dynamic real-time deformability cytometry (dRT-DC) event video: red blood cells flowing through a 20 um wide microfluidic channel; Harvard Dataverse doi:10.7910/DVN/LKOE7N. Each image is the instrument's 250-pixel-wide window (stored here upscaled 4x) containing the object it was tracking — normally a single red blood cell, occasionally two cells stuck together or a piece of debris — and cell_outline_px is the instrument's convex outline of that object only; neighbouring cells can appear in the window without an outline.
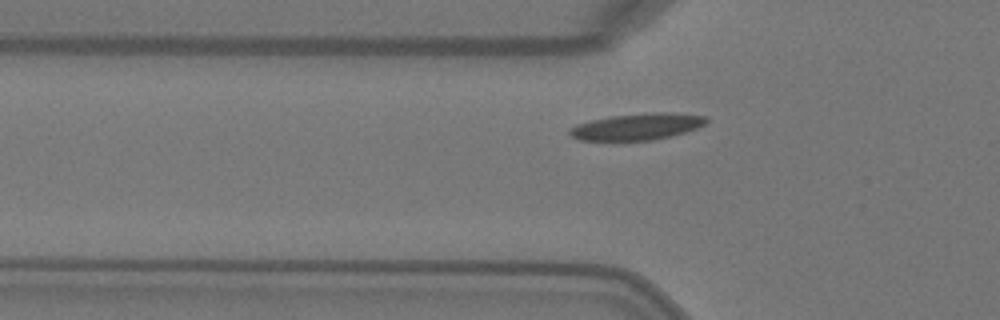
{"species": "Egyptian fruit bat (a non-hibernating species)", "species_latin": "Rousettus aegyptiacus", "temperature_condition": "warm", "stored_images_in_passage": 39, "camera_frame_rate_fps": 3000, "um_per_image_px": 0.085, "animal": {"sex": "female"}, "frame": {"image": 1, "passage_image": 11, "time_ms": 3.333, "image_size_px": [1000, 320], "cell_outline_px": [[708, 120], [704, 124], [696, 128], [672, 136], [652, 140], [580, 140], [572, 136], [568, 132], [568, 128], [576, 124], [592, 120], [612, 116], [652, 112], [668, 112], [708, 116]], "centroid_in_image_um": [54.16, 10.76], "position_along_channel_um": 71.6, "area_um2": 21.04}}
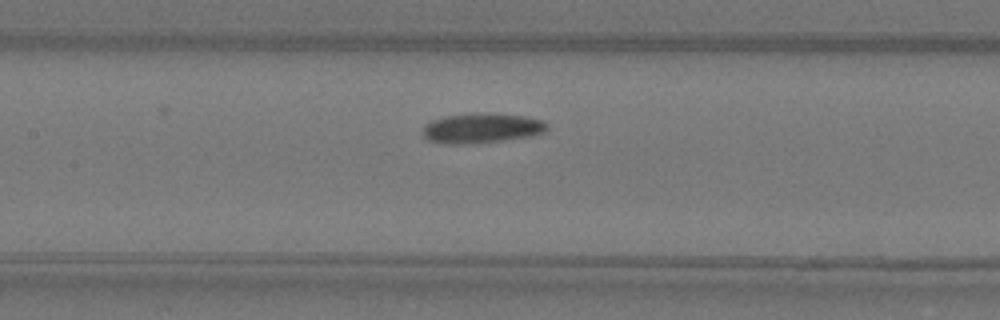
{"frame": {"image": 2, "passage_image": 18, "time_ms": 5.667, "image_size_px": [1000, 320], "cell_outline_px": [[548, 128], [544, 132], [532, 136], [504, 140], [472, 144], [448, 144], [428, 140], [424, 136], [424, 124], [432, 120], [444, 116], [484, 112], [488, 112], [524, 116], [544, 120], [548, 124]], "centroid_in_image_um": [40.97, 10.89], "position_along_channel_um": 166.4, "area_um2": 21.91}}
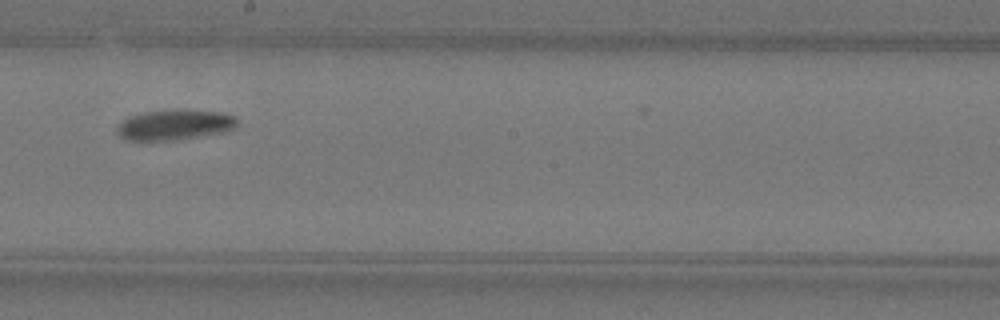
{"frame": {"image": 3, "passage_image": 23, "time_ms": 7.333, "image_size_px": [1000, 320], "cell_outline_px": [[236, 124], [232, 128], [224, 132], [176, 140], [128, 140], [120, 136], [116, 128], [128, 116], [144, 112], [168, 108], [184, 108], [224, 112], [236, 116]], "centroid_in_image_um": [14.87, 10.57], "position_along_channel_um": 233.3, "area_um2": 21.68}}